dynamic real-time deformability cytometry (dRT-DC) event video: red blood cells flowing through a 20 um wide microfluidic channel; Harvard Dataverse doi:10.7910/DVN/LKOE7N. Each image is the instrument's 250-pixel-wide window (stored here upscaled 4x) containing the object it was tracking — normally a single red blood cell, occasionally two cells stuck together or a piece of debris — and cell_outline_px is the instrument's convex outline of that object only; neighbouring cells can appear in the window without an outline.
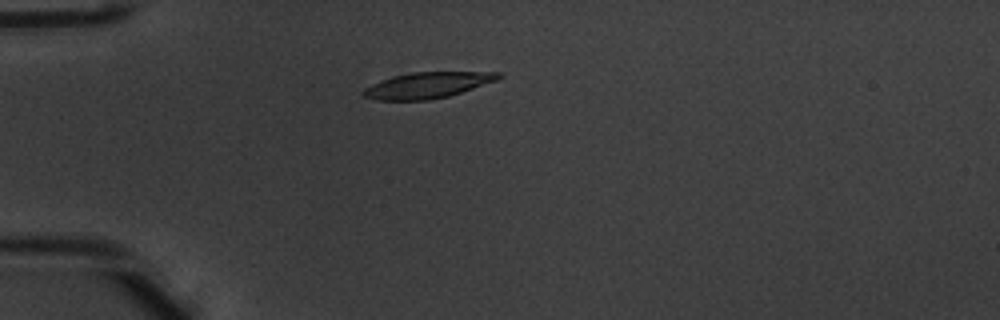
{"species": "common noctule bat (a hibernating species)", "species_latin": "Nyctalus noctula", "temperature_condition": "warm", "stored_images_in_passage": 3, "camera_frame_rate_fps": 3000, "um_per_image_px": 0.085, "animal": {"sex": "male", "body_mass_g": 20.1, "forearm_length_mm": 53.5}, "frame": {"image": 1, "passage_image": 3, "time_ms": 0.667, "image_size_px": [1000, 320], "cell_outline_px": [[504, 76], [496, 80], [448, 96], [428, 100], [376, 100], [360, 96], [360, 92], [364, 88], [380, 80], [392, 76], [412, 72], [504, 72]], "centroid_in_image_um": [36.27, 7.24], "position_along_channel_um": 48.7, "area_um2": 20.46}}